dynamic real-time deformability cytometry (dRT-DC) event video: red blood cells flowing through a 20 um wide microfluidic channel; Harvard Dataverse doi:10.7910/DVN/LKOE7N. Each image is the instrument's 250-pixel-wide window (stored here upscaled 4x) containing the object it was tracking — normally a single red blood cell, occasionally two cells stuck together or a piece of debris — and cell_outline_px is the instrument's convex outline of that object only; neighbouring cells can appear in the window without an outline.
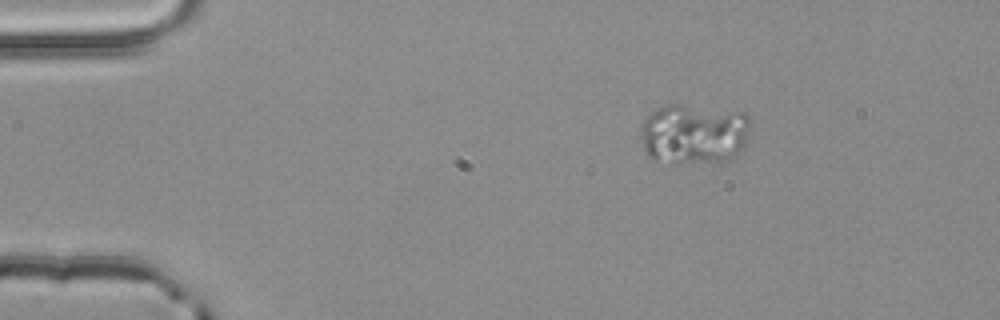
{"species": "common noctule bat (a hibernating species)", "species_latin": "Nyctalus noctula", "temperature_condition": "room temperature", "stored_images_in_passage": 3, "camera_frame_rate_fps": 3000, "um_per_image_px": 0.085, "animal": {"sex": "male", "body_mass_g": 20.4}, "frame": {"image": 1, "passage_image": 1, "time_ms": 0.0, "image_size_px": [1000, 320], "cell_outline_px": [[748, 136], [744, 148], [732, 160], [684, 164], [672, 164], [652, 160], [648, 156], [644, 148], [640, 132], [640, 124], [652, 112], [668, 104], [680, 104], [744, 112], [748, 116]], "centroid_in_image_um": [58.97, 11.41], "position_along_channel_um": 26.0, "area_um2": 39.3}}
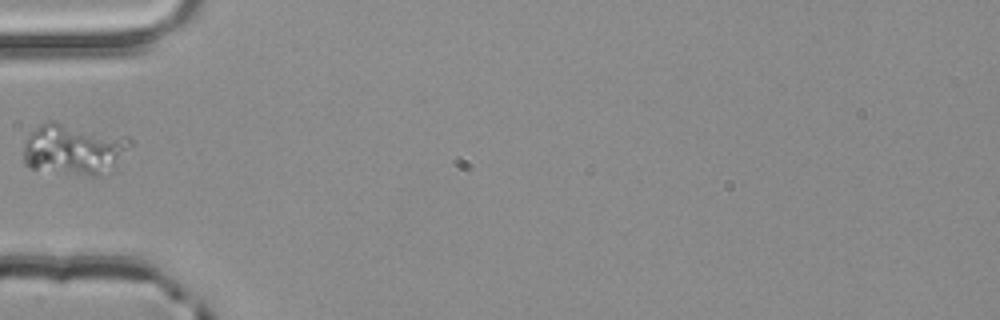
{"frame": {"image": 2, "passage_image": 3, "time_ms": 0.667, "image_size_px": [1000, 320], "cell_outline_px": [[132, 144], [100, 176], [92, 176], [32, 168], [24, 164], [24, 140], [40, 124], [48, 120], [56, 120], [128, 136], [132, 140]], "centroid_in_image_um": [6.22, 12.62], "position_along_channel_um": 78.8, "area_um2": 31.5}}